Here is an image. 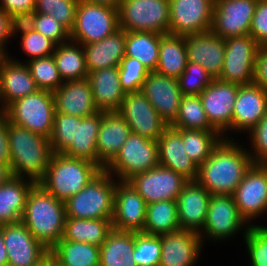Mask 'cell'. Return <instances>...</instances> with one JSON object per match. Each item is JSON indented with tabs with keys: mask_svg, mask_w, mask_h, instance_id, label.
<instances>
[{
	"mask_svg": "<svg viewBox=\"0 0 267 266\" xmlns=\"http://www.w3.org/2000/svg\"><path fill=\"white\" fill-rule=\"evenodd\" d=\"M247 150L238 140L223 138L198 167L197 181L211 195H233L253 164Z\"/></svg>",
	"mask_w": 267,
	"mask_h": 266,
	"instance_id": "obj_1",
	"label": "cell"
},
{
	"mask_svg": "<svg viewBox=\"0 0 267 266\" xmlns=\"http://www.w3.org/2000/svg\"><path fill=\"white\" fill-rule=\"evenodd\" d=\"M66 219L65 203L39 184L29 191L21 222L49 251L62 239Z\"/></svg>",
	"mask_w": 267,
	"mask_h": 266,
	"instance_id": "obj_2",
	"label": "cell"
},
{
	"mask_svg": "<svg viewBox=\"0 0 267 266\" xmlns=\"http://www.w3.org/2000/svg\"><path fill=\"white\" fill-rule=\"evenodd\" d=\"M8 141L12 176L29 178L37 183L54 154L49 138L8 121Z\"/></svg>",
	"mask_w": 267,
	"mask_h": 266,
	"instance_id": "obj_3",
	"label": "cell"
},
{
	"mask_svg": "<svg viewBox=\"0 0 267 266\" xmlns=\"http://www.w3.org/2000/svg\"><path fill=\"white\" fill-rule=\"evenodd\" d=\"M103 169L84 159L54 153L44 176L37 182L57 200L66 202L81 191Z\"/></svg>",
	"mask_w": 267,
	"mask_h": 266,
	"instance_id": "obj_4",
	"label": "cell"
},
{
	"mask_svg": "<svg viewBox=\"0 0 267 266\" xmlns=\"http://www.w3.org/2000/svg\"><path fill=\"white\" fill-rule=\"evenodd\" d=\"M104 169L65 203L66 218L112 219L116 181Z\"/></svg>",
	"mask_w": 267,
	"mask_h": 266,
	"instance_id": "obj_5",
	"label": "cell"
},
{
	"mask_svg": "<svg viewBox=\"0 0 267 266\" xmlns=\"http://www.w3.org/2000/svg\"><path fill=\"white\" fill-rule=\"evenodd\" d=\"M4 111L14 125L50 138L55 114L52 92L38 90L12 102Z\"/></svg>",
	"mask_w": 267,
	"mask_h": 266,
	"instance_id": "obj_6",
	"label": "cell"
},
{
	"mask_svg": "<svg viewBox=\"0 0 267 266\" xmlns=\"http://www.w3.org/2000/svg\"><path fill=\"white\" fill-rule=\"evenodd\" d=\"M119 29L118 9L78 1L70 40L81 45L98 42Z\"/></svg>",
	"mask_w": 267,
	"mask_h": 266,
	"instance_id": "obj_7",
	"label": "cell"
},
{
	"mask_svg": "<svg viewBox=\"0 0 267 266\" xmlns=\"http://www.w3.org/2000/svg\"><path fill=\"white\" fill-rule=\"evenodd\" d=\"M159 165L157 141L131 133L115 158L104 168L116 180L127 181L133 175Z\"/></svg>",
	"mask_w": 267,
	"mask_h": 266,
	"instance_id": "obj_8",
	"label": "cell"
},
{
	"mask_svg": "<svg viewBox=\"0 0 267 266\" xmlns=\"http://www.w3.org/2000/svg\"><path fill=\"white\" fill-rule=\"evenodd\" d=\"M119 28L169 34V0H121Z\"/></svg>",
	"mask_w": 267,
	"mask_h": 266,
	"instance_id": "obj_9",
	"label": "cell"
},
{
	"mask_svg": "<svg viewBox=\"0 0 267 266\" xmlns=\"http://www.w3.org/2000/svg\"><path fill=\"white\" fill-rule=\"evenodd\" d=\"M225 55L219 80L249 85L254 83L256 57L260 45L250 35L224 39Z\"/></svg>",
	"mask_w": 267,
	"mask_h": 266,
	"instance_id": "obj_10",
	"label": "cell"
},
{
	"mask_svg": "<svg viewBox=\"0 0 267 266\" xmlns=\"http://www.w3.org/2000/svg\"><path fill=\"white\" fill-rule=\"evenodd\" d=\"M249 228L250 225L240 215L232 195H211L206 223L199 234L203 243L205 238L223 241L242 229L243 234L247 233Z\"/></svg>",
	"mask_w": 267,
	"mask_h": 266,
	"instance_id": "obj_11",
	"label": "cell"
},
{
	"mask_svg": "<svg viewBox=\"0 0 267 266\" xmlns=\"http://www.w3.org/2000/svg\"><path fill=\"white\" fill-rule=\"evenodd\" d=\"M238 88V84L217 78L199 95L210 126L225 139H232V135L228 137L227 134L232 132V114Z\"/></svg>",
	"mask_w": 267,
	"mask_h": 266,
	"instance_id": "obj_12",
	"label": "cell"
},
{
	"mask_svg": "<svg viewBox=\"0 0 267 266\" xmlns=\"http://www.w3.org/2000/svg\"><path fill=\"white\" fill-rule=\"evenodd\" d=\"M232 196L240 215L250 226L254 219L267 213V165L252 164Z\"/></svg>",
	"mask_w": 267,
	"mask_h": 266,
	"instance_id": "obj_13",
	"label": "cell"
},
{
	"mask_svg": "<svg viewBox=\"0 0 267 266\" xmlns=\"http://www.w3.org/2000/svg\"><path fill=\"white\" fill-rule=\"evenodd\" d=\"M117 112L125 119L132 133L157 141L169 126L141 92L126 93Z\"/></svg>",
	"mask_w": 267,
	"mask_h": 266,
	"instance_id": "obj_14",
	"label": "cell"
},
{
	"mask_svg": "<svg viewBox=\"0 0 267 266\" xmlns=\"http://www.w3.org/2000/svg\"><path fill=\"white\" fill-rule=\"evenodd\" d=\"M215 0H169V34L192 35L211 30Z\"/></svg>",
	"mask_w": 267,
	"mask_h": 266,
	"instance_id": "obj_15",
	"label": "cell"
},
{
	"mask_svg": "<svg viewBox=\"0 0 267 266\" xmlns=\"http://www.w3.org/2000/svg\"><path fill=\"white\" fill-rule=\"evenodd\" d=\"M147 204L176 200L188 182L175 171L158 165L127 180Z\"/></svg>",
	"mask_w": 267,
	"mask_h": 266,
	"instance_id": "obj_16",
	"label": "cell"
},
{
	"mask_svg": "<svg viewBox=\"0 0 267 266\" xmlns=\"http://www.w3.org/2000/svg\"><path fill=\"white\" fill-rule=\"evenodd\" d=\"M258 0H215L211 30L223 39L249 34Z\"/></svg>",
	"mask_w": 267,
	"mask_h": 266,
	"instance_id": "obj_17",
	"label": "cell"
},
{
	"mask_svg": "<svg viewBox=\"0 0 267 266\" xmlns=\"http://www.w3.org/2000/svg\"><path fill=\"white\" fill-rule=\"evenodd\" d=\"M147 203L128 181H116L112 227L126 232H142Z\"/></svg>",
	"mask_w": 267,
	"mask_h": 266,
	"instance_id": "obj_18",
	"label": "cell"
},
{
	"mask_svg": "<svg viewBox=\"0 0 267 266\" xmlns=\"http://www.w3.org/2000/svg\"><path fill=\"white\" fill-rule=\"evenodd\" d=\"M141 92L153 105L159 116L170 126L178 116L182 93L178 79L150 71Z\"/></svg>",
	"mask_w": 267,
	"mask_h": 266,
	"instance_id": "obj_19",
	"label": "cell"
},
{
	"mask_svg": "<svg viewBox=\"0 0 267 266\" xmlns=\"http://www.w3.org/2000/svg\"><path fill=\"white\" fill-rule=\"evenodd\" d=\"M38 90L24 61L9 54L0 55V110H5L12 102Z\"/></svg>",
	"mask_w": 267,
	"mask_h": 266,
	"instance_id": "obj_20",
	"label": "cell"
},
{
	"mask_svg": "<svg viewBox=\"0 0 267 266\" xmlns=\"http://www.w3.org/2000/svg\"><path fill=\"white\" fill-rule=\"evenodd\" d=\"M2 231L8 266H32L49 252L22 222L2 225Z\"/></svg>",
	"mask_w": 267,
	"mask_h": 266,
	"instance_id": "obj_21",
	"label": "cell"
},
{
	"mask_svg": "<svg viewBox=\"0 0 267 266\" xmlns=\"http://www.w3.org/2000/svg\"><path fill=\"white\" fill-rule=\"evenodd\" d=\"M160 236L162 248L159 266H195L199 261L204 247L199 233L180 229Z\"/></svg>",
	"mask_w": 267,
	"mask_h": 266,
	"instance_id": "obj_22",
	"label": "cell"
},
{
	"mask_svg": "<svg viewBox=\"0 0 267 266\" xmlns=\"http://www.w3.org/2000/svg\"><path fill=\"white\" fill-rule=\"evenodd\" d=\"M187 61L201 65L207 72L217 79L221 75L225 41L212 30L192 35H185Z\"/></svg>",
	"mask_w": 267,
	"mask_h": 266,
	"instance_id": "obj_23",
	"label": "cell"
},
{
	"mask_svg": "<svg viewBox=\"0 0 267 266\" xmlns=\"http://www.w3.org/2000/svg\"><path fill=\"white\" fill-rule=\"evenodd\" d=\"M266 113L267 92L256 83L239 85L232 114V131L248 133Z\"/></svg>",
	"mask_w": 267,
	"mask_h": 266,
	"instance_id": "obj_24",
	"label": "cell"
},
{
	"mask_svg": "<svg viewBox=\"0 0 267 266\" xmlns=\"http://www.w3.org/2000/svg\"><path fill=\"white\" fill-rule=\"evenodd\" d=\"M211 194L198 182L188 181L178 198V223L180 229L199 233L205 223Z\"/></svg>",
	"mask_w": 267,
	"mask_h": 266,
	"instance_id": "obj_25",
	"label": "cell"
},
{
	"mask_svg": "<svg viewBox=\"0 0 267 266\" xmlns=\"http://www.w3.org/2000/svg\"><path fill=\"white\" fill-rule=\"evenodd\" d=\"M131 133V128L117 111H101L96 152L97 164L102 169L115 158Z\"/></svg>",
	"mask_w": 267,
	"mask_h": 266,
	"instance_id": "obj_26",
	"label": "cell"
},
{
	"mask_svg": "<svg viewBox=\"0 0 267 266\" xmlns=\"http://www.w3.org/2000/svg\"><path fill=\"white\" fill-rule=\"evenodd\" d=\"M52 95L55 112L87 117L99 111L88 78L64 82Z\"/></svg>",
	"mask_w": 267,
	"mask_h": 266,
	"instance_id": "obj_27",
	"label": "cell"
},
{
	"mask_svg": "<svg viewBox=\"0 0 267 266\" xmlns=\"http://www.w3.org/2000/svg\"><path fill=\"white\" fill-rule=\"evenodd\" d=\"M159 165L171 169L188 181H197L198 166L186 154L181 134L168 126L157 140Z\"/></svg>",
	"mask_w": 267,
	"mask_h": 266,
	"instance_id": "obj_28",
	"label": "cell"
},
{
	"mask_svg": "<svg viewBox=\"0 0 267 266\" xmlns=\"http://www.w3.org/2000/svg\"><path fill=\"white\" fill-rule=\"evenodd\" d=\"M126 31L119 28L106 38L82 45L89 72L118 67L125 57Z\"/></svg>",
	"mask_w": 267,
	"mask_h": 266,
	"instance_id": "obj_29",
	"label": "cell"
},
{
	"mask_svg": "<svg viewBox=\"0 0 267 266\" xmlns=\"http://www.w3.org/2000/svg\"><path fill=\"white\" fill-rule=\"evenodd\" d=\"M91 90L99 111H117L126 96L119 78L118 67H109L88 73Z\"/></svg>",
	"mask_w": 267,
	"mask_h": 266,
	"instance_id": "obj_30",
	"label": "cell"
},
{
	"mask_svg": "<svg viewBox=\"0 0 267 266\" xmlns=\"http://www.w3.org/2000/svg\"><path fill=\"white\" fill-rule=\"evenodd\" d=\"M35 181L11 176L0 185V226L21 222L29 191Z\"/></svg>",
	"mask_w": 267,
	"mask_h": 266,
	"instance_id": "obj_31",
	"label": "cell"
},
{
	"mask_svg": "<svg viewBox=\"0 0 267 266\" xmlns=\"http://www.w3.org/2000/svg\"><path fill=\"white\" fill-rule=\"evenodd\" d=\"M100 123L101 111L87 117L77 116L76 142H72L62 154L97 164L96 141Z\"/></svg>",
	"mask_w": 267,
	"mask_h": 266,
	"instance_id": "obj_32",
	"label": "cell"
},
{
	"mask_svg": "<svg viewBox=\"0 0 267 266\" xmlns=\"http://www.w3.org/2000/svg\"><path fill=\"white\" fill-rule=\"evenodd\" d=\"M135 232L112 230L100 247L99 266H137L133 259Z\"/></svg>",
	"mask_w": 267,
	"mask_h": 266,
	"instance_id": "obj_33",
	"label": "cell"
},
{
	"mask_svg": "<svg viewBox=\"0 0 267 266\" xmlns=\"http://www.w3.org/2000/svg\"><path fill=\"white\" fill-rule=\"evenodd\" d=\"M187 52L184 36L163 34L159 44V60L156 72L176 78L185 71Z\"/></svg>",
	"mask_w": 267,
	"mask_h": 266,
	"instance_id": "obj_34",
	"label": "cell"
},
{
	"mask_svg": "<svg viewBox=\"0 0 267 266\" xmlns=\"http://www.w3.org/2000/svg\"><path fill=\"white\" fill-rule=\"evenodd\" d=\"M112 230V219L66 218L61 240L86 242L101 247Z\"/></svg>",
	"mask_w": 267,
	"mask_h": 266,
	"instance_id": "obj_35",
	"label": "cell"
},
{
	"mask_svg": "<svg viewBox=\"0 0 267 266\" xmlns=\"http://www.w3.org/2000/svg\"><path fill=\"white\" fill-rule=\"evenodd\" d=\"M63 82L88 78L85 53L81 44L67 41L55 46L52 54Z\"/></svg>",
	"mask_w": 267,
	"mask_h": 266,
	"instance_id": "obj_36",
	"label": "cell"
},
{
	"mask_svg": "<svg viewBox=\"0 0 267 266\" xmlns=\"http://www.w3.org/2000/svg\"><path fill=\"white\" fill-rule=\"evenodd\" d=\"M49 252L61 266L100 265V247L86 242L60 240Z\"/></svg>",
	"mask_w": 267,
	"mask_h": 266,
	"instance_id": "obj_37",
	"label": "cell"
},
{
	"mask_svg": "<svg viewBox=\"0 0 267 266\" xmlns=\"http://www.w3.org/2000/svg\"><path fill=\"white\" fill-rule=\"evenodd\" d=\"M163 34L126 31L125 57L138 59L149 71H155L159 60V44Z\"/></svg>",
	"mask_w": 267,
	"mask_h": 266,
	"instance_id": "obj_38",
	"label": "cell"
},
{
	"mask_svg": "<svg viewBox=\"0 0 267 266\" xmlns=\"http://www.w3.org/2000/svg\"><path fill=\"white\" fill-rule=\"evenodd\" d=\"M180 230L176 200H163L147 204L146 220L142 232L164 235Z\"/></svg>",
	"mask_w": 267,
	"mask_h": 266,
	"instance_id": "obj_39",
	"label": "cell"
},
{
	"mask_svg": "<svg viewBox=\"0 0 267 266\" xmlns=\"http://www.w3.org/2000/svg\"><path fill=\"white\" fill-rule=\"evenodd\" d=\"M182 136L186 154L199 167L210 156L223 137L215 130L176 129Z\"/></svg>",
	"mask_w": 267,
	"mask_h": 266,
	"instance_id": "obj_40",
	"label": "cell"
},
{
	"mask_svg": "<svg viewBox=\"0 0 267 266\" xmlns=\"http://www.w3.org/2000/svg\"><path fill=\"white\" fill-rule=\"evenodd\" d=\"M170 126L175 129L214 130L200 97L196 95L182 96L178 116Z\"/></svg>",
	"mask_w": 267,
	"mask_h": 266,
	"instance_id": "obj_41",
	"label": "cell"
},
{
	"mask_svg": "<svg viewBox=\"0 0 267 266\" xmlns=\"http://www.w3.org/2000/svg\"><path fill=\"white\" fill-rule=\"evenodd\" d=\"M20 35L22 52L29 60L49 57L54 53L56 44L38 31L30 27L25 21H17L14 35Z\"/></svg>",
	"mask_w": 267,
	"mask_h": 266,
	"instance_id": "obj_42",
	"label": "cell"
},
{
	"mask_svg": "<svg viewBox=\"0 0 267 266\" xmlns=\"http://www.w3.org/2000/svg\"><path fill=\"white\" fill-rule=\"evenodd\" d=\"M39 90L55 92L64 82L61 79L53 55L25 62Z\"/></svg>",
	"mask_w": 267,
	"mask_h": 266,
	"instance_id": "obj_43",
	"label": "cell"
},
{
	"mask_svg": "<svg viewBox=\"0 0 267 266\" xmlns=\"http://www.w3.org/2000/svg\"><path fill=\"white\" fill-rule=\"evenodd\" d=\"M76 132L77 116L55 112L49 138L53 153H63L72 142H76Z\"/></svg>",
	"mask_w": 267,
	"mask_h": 266,
	"instance_id": "obj_44",
	"label": "cell"
},
{
	"mask_svg": "<svg viewBox=\"0 0 267 266\" xmlns=\"http://www.w3.org/2000/svg\"><path fill=\"white\" fill-rule=\"evenodd\" d=\"M161 248V236L135 232L133 259L137 266H159Z\"/></svg>",
	"mask_w": 267,
	"mask_h": 266,
	"instance_id": "obj_45",
	"label": "cell"
},
{
	"mask_svg": "<svg viewBox=\"0 0 267 266\" xmlns=\"http://www.w3.org/2000/svg\"><path fill=\"white\" fill-rule=\"evenodd\" d=\"M78 0H35L33 13L54 16L69 32L75 23Z\"/></svg>",
	"mask_w": 267,
	"mask_h": 266,
	"instance_id": "obj_46",
	"label": "cell"
},
{
	"mask_svg": "<svg viewBox=\"0 0 267 266\" xmlns=\"http://www.w3.org/2000/svg\"><path fill=\"white\" fill-rule=\"evenodd\" d=\"M243 238L250 257L248 266H267V225L254 223Z\"/></svg>",
	"mask_w": 267,
	"mask_h": 266,
	"instance_id": "obj_47",
	"label": "cell"
},
{
	"mask_svg": "<svg viewBox=\"0 0 267 266\" xmlns=\"http://www.w3.org/2000/svg\"><path fill=\"white\" fill-rule=\"evenodd\" d=\"M120 84L125 93L141 91L146 76L150 73L138 59L124 57L118 66Z\"/></svg>",
	"mask_w": 267,
	"mask_h": 266,
	"instance_id": "obj_48",
	"label": "cell"
},
{
	"mask_svg": "<svg viewBox=\"0 0 267 266\" xmlns=\"http://www.w3.org/2000/svg\"><path fill=\"white\" fill-rule=\"evenodd\" d=\"M214 78L201 65L188 61L185 71L178 77L182 95L199 96Z\"/></svg>",
	"mask_w": 267,
	"mask_h": 266,
	"instance_id": "obj_49",
	"label": "cell"
},
{
	"mask_svg": "<svg viewBox=\"0 0 267 266\" xmlns=\"http://www.w3.org/2000/svg\"><path fill=\"white\" fill-rule=\"evenodd\" d=\"M25 22L56 45L70 40V32L52 15L32 13Z\"/></svg>",
	"mask_w": 267,
	"mask_h": 266,
	"instance_id": "obj_50",
	"label": "cell"
},
{
	"mask_svg": "<svg viewBox=\"0 0 267 266\" xmlns=\"http://www.w3.org/2000/svg\"><path fill=\"white\" fill-rule=\"evenodd\" d=\"M248 133L251 142L248 153L253 164L267 165V113Z\"/></svg>",
	"mask_w": 267,
	"mask_h": 266,
	"instance_id": "obj_51",
	"label": "cell"
},
{
	"mask_svg": "<svg viewBox=\"0 0 267 266\" xmlns=\"http://www.w3.org/2000/svg\"><path fill=\"white\" fill-rule=\"evenodd\" d=\"M249 34L260 46H267V0H258Z\"/></svg>",
	"mask_w": 267,
	"mask_h": 266,
	"instance_id": "obj_52",
	"label": "cell"
},
{
	"mask_svg": "<svg viewBox=\"0 0 267 266\" xmlns=\"http://www.w3.org/2000/svg\"><path fill=\"white\" fill-rule=\"evenodd\" d=\"M35 7V0H0V8L16 22L25 21Z\"/></svg>",
	"mask_w": 267,
	"mask_h": 266,
	"instance_id": "obj_53",
	"label": "cell"
},
{
	"mask_svg": "<svg viewBox=\"0 0 267 266\" xmlns=\"http://www.w3.org/2000/svg\"><path fill=\"white\" fill-rule=\"evenodd\" d=\"M16 21L0 8V55H8L6 49L10 38L14 37Z\"/></svg>",
	"mask_w": 267,
	"mask_h": 266,
	"instance_id": "obj_54",
	"label": "cell"
},
{
	"mask_svg": "<svg viewBox=\"0 0 267 266\" xmlns=\"http://www.w3.org/2000/svg\"><path fill=\"white\" fill-rule=\"evenodd\" d=\"M254 83L267 92V46H260L255 66Z\"/></svg>",
	"mask_w": 267,
	"mask_h": 266,
	"instance_id": "obj_55",
	"label": "cell"
},
{
	"mask_svg": "<svg viewBox=\"0 0 267 266\" xmlns=\"http://www.w3.org/2000/svg\"><path fill=\"white\" fill-rule=\"evenodd\" d=\"M0 162L10 166V147L8 141V117L0 110Z\"/></svg>",
	"mask_w": 267,
	"mask_h": 266,
	"instance_id": "obj_56",
	"label": "cell"
},
{
	"mask_svg": "<svg viewBox=\"0 0 267 266\" xmlns=\"http://www.w3.org/2000/svg\"><path fill=\"white\" fill-rule=\"evenodd\" d=\"M0 266H8V255L4 244L2 225L0 226Z\"/></svg>",
	"mask_w": 267,
	"mask_h": 266,
	"instance_id": "obj_57",
	"label": "cell"
},
{
	"mask_svg": "<svg viewBox=\"0 0 267 266\" xmlns=\"http://www.w3.org/2000/svg\"><path fill=\"white\" fill-rule=\"evenodd\" d=\"M11 176L10 166L0 162V185H3Z\"/></svg>",
	"mask_w": 267,
	"mask_h": 266,
	"instance_id": "obj_58",
	"label": "cell"
},
{
	"mask_svg": "<svg viewBox=\"0 0 267 266\" xmlns=\"http://www.w3.org/2000/svg\"><path fill=\"white\" fill-rule=\"evenodd\" d=\"M78 1H87L90 3H95L98 5H105L115 9H119L121 0H78Z\"/></svg>",
	"mask_w": 267,
	"mask_h": 266,
	"instance_id": "obj_59",
	"label": "cell"
},
{
	"mask_svg": "<svg viewBox=\"0 0 267 266\" xmlns=\"http://www.w3.org/2000/svg\"><path fill=\"white\" fill-rule=\"evenodd\" d=\"M52 254L48 252L40 261L32 266H49V264L53 261Z\"/></svg>",
	"mask_w": 267,
	"mask_h": 266,
	"instance_id": "obj_60",
	"label": "cell"
},
{
	"mask_svg": "<svg viewBox=\"0 0 267 266\" xmlns=\"http://www.w3.org/2000/svg\"><path fill=\"white\" fill-rule=\"evenodd\" d=\"M49 266H61V265H59L55 260H53V261L49 264Z\"/></svg>",
	"mask_w": 267,
	"mask_h": 266,
	"instance_id": "obj_61",
	"label": "cell"
}]
</instances>
